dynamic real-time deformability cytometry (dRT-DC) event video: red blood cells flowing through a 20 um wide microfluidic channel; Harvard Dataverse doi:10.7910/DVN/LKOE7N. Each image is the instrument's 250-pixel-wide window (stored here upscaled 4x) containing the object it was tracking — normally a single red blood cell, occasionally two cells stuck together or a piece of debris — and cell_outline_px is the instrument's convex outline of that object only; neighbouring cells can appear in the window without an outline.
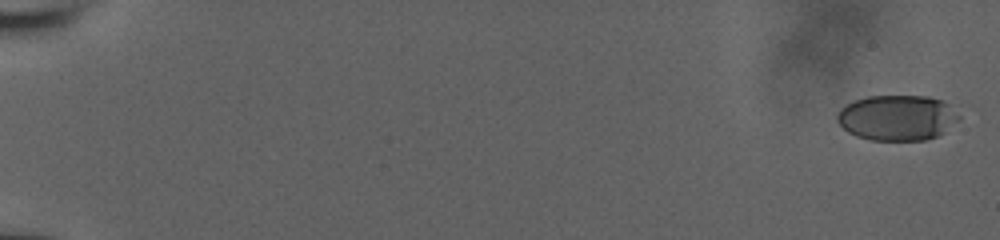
{"species": "human", "species_latin": "Homo sapiens", "temperature_condition": "room temperature", "stored_images_in_passage": 16, "camera_frame_rate_fps": 3000, "um_per_image_px": 0.085, "donor": {"sex": "male"}, "frame": {"image": 1, "passage_image": 1, "time_ms": 0.0, "image_size_px": [1000, 240], "cell_outline_px": [[960, 120], [944, 132], [936, 136], [924, 140], [868, 140], [856, 136], [848, 132], [836, 120], [836, 116], [840, 108], [856, 100], [868, 96], [928, 96], [944, 100], [960, 116]], "centroid_in_image_um": [76.27, 10.01], "position_along_channel_um": 8.7, "area_um2": 32.37}}
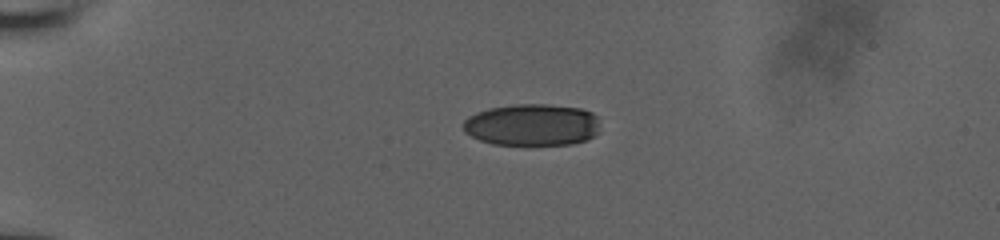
{"frame": {"image": 2, "passage_image": 12, "time_ms": 5.0, "image_size_px": [1000, 240], "cell_outline_px": [[596, 136], [572, 144], [492, 144], [480, 140], [464, 132], [464, 120], [468, 116], [476, 112], [488, 108], [512, 104], [548, 104], [580, 108], [592, 112], [596, 116]], "centroid_in_image_um": [45.19, 10.59], "position_along_channel_um": 39.8, "area_um2": 33.23}}
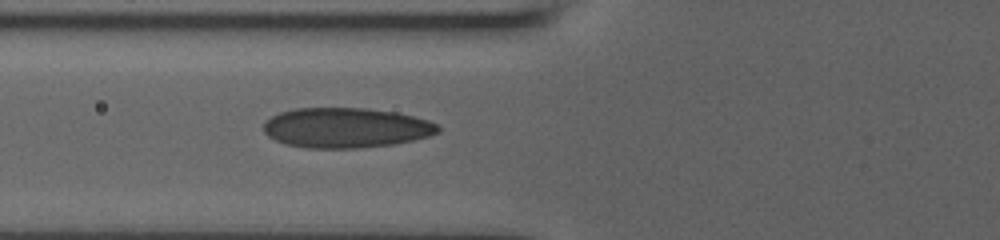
{"frame": {"image": 3, "passage_image": 16, "time_ms": 8.0, "image_size_px": [1000, 240], "cell_outline_px": [[440, 132], [428, 136], [412, 140], [392, 144], [360, 148], [304, 148], [284, 144], [268, 136], [264, 132], [264, 124], [272, 116], [280, 112], [296, 108], [368, 108], [396, 112], [428, 120], [436, 124], [440, 128]], "centroid_in_image_um": [29.39, 10.86], "position_along_channel_um": 96.4, "area_um2": 40.69}}